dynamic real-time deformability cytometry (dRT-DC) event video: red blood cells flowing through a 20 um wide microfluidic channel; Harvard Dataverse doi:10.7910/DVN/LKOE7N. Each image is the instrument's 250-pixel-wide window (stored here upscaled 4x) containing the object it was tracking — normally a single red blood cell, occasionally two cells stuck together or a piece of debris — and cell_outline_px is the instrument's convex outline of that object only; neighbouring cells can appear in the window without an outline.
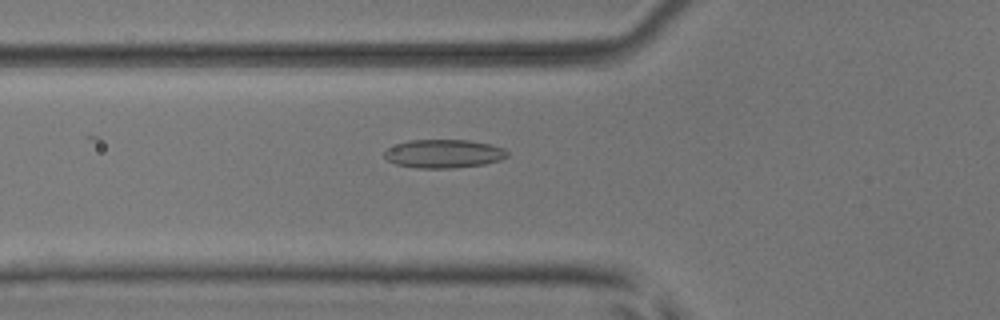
{"species": "common noctule bat (a hibernating species)", "species_latin": "Nyctalus noctula", "temperature_condition": "room temperature", "stored_images_in_passage": 40, "camera_frame_rate_fps": 3000, "um_per_image_px": 0.085, "animal": {"sex": "male", "body_mass_g": 17.9, "forearm_length_mm": 54.2}, "frame": {"image": 1, "passage_image": 8, "time_ms": 2.333, "image_size_px": [1000, 320], "cell_outline_px": [[508, 156], [500, 160], [484, 164], [456, 168], [416, 168], [396, 164], [388, 160], [384, 156], [384, 152], [388, 148], [396, 144], [408, 140], [468, 140], [488, 144], [504, 148], [508, 152]], "centroid_in_image_um": [37.71, 13.07], "position_along_channel_um": 88.1, "area_um2": 20.4}}
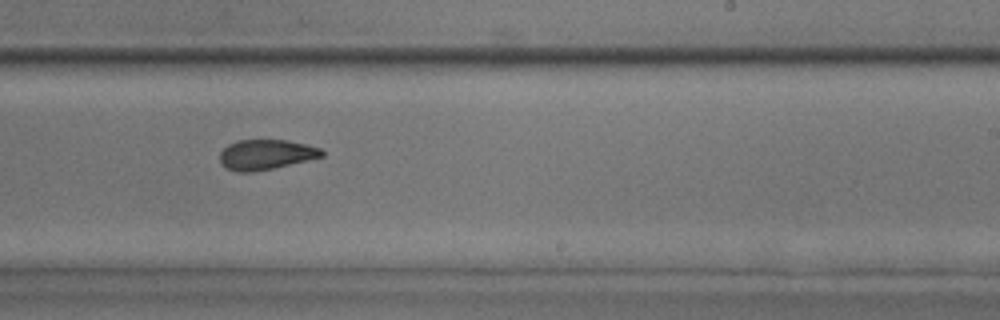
{"frame": {"image": 2, "passage_image": 22, "time_ms": 7.0, "image_size_px": [1000, 320], "cell_outline_px": [[324, 156], [308, 160], [272, 168], [248, 172], [236, 172], [220, 164], [220, 152], [228, 144], [240, 140], [288, 140], [320, 148], [324, 152]], "centroid_in_image_um": [22.59, 13.13], "position_along_channel_um": 266.4, "area_um2": 17.69}}
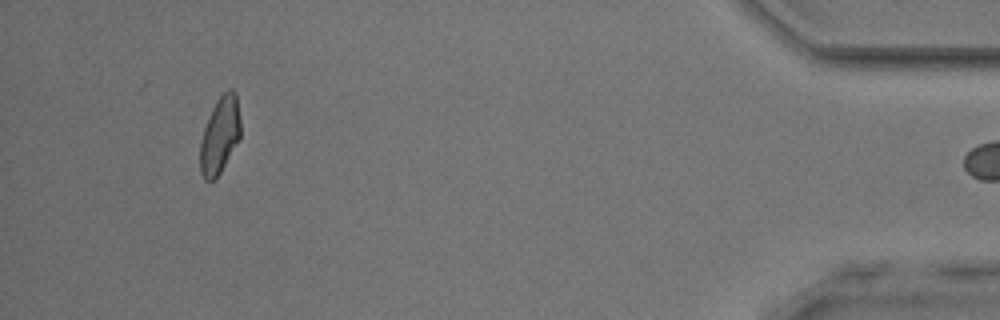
{"frame": {"image": 3, "passage_image": 39, "time_ms": 12.667, "image_size_px": [1000, 320], "cell_outline_px": [[240, 140], [220, 172], [212, 180], [204, 180], [200, 172], [200, 140], [204, 128], [212, 108], [216, 100], [228, 88], [232, 88], [236, 92], [240, 120]], "centroid_in_image_um": [18.69, 11.47], "position_along_channel_um": 416.5, "area_um2": 18.15}}